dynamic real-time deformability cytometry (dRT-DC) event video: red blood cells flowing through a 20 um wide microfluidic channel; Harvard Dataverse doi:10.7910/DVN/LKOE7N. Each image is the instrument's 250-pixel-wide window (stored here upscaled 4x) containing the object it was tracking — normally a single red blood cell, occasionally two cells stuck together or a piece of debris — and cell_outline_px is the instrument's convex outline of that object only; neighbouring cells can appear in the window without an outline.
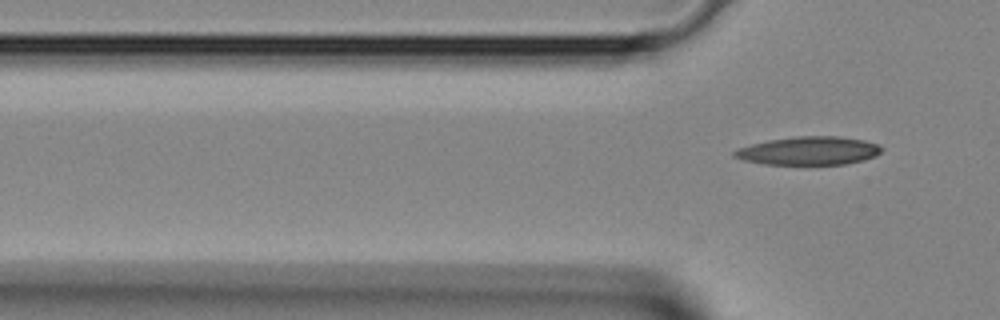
{"species": "Egyptian fruit bat (a non-hibernating species)", "species_latin": "Rousettus aegyptiacus", "temperature_condition": "room temperature", "stored_images_in_passage": 4, "camera_frame_rate_fps": 3000, "um_per_image_px": 0.085, "animal": {"sex": "female"}, "frame": {"image": 1, "passage_image": 4, "time_ms": 1.0, "image_size_px": [1000, 320], "cell_outline_px": [[884, 148], [876, 156], [864, 160], [844, 164], [764, 164], [744, 160], [732, 156], [732, 152], [740, 148], [752, 144], [768, 140], [796, 136], [840, 136], [864, 140], [876, 144]], "centroid_in_image_um": [68.76, 12.81], "position_along_channel_um": 57.0, "area_um2": 24.22}}